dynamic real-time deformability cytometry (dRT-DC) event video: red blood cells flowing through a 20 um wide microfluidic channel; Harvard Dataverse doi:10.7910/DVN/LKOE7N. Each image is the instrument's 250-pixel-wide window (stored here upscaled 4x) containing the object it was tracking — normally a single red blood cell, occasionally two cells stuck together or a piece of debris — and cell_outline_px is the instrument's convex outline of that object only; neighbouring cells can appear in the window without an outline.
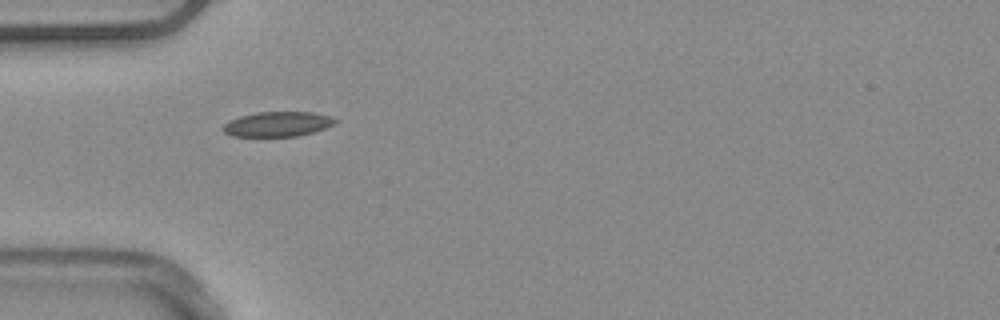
{"species": "common noctule bat (a hibernating species)", "species_latin": "Nyctalus noctula", "temperature_condition": "warm", "stored_images_in_passage": 37, "camera_frame_rate_fps": 3000, "um_per_image_px": 0.085, "animal": {"sex": "male", "body_mass_g": 20.4}, "frame": {"image": 1, "passage_image": 1, "time_ms": 0.0, "image_size_px": [1000, 320], "cell_outline_px": [[336, 124], [312, 132], [296, 136], [232, 136], [224, 132], [220, 128], [228, 120], [240, 116], [256, 112], [312, 112], [332, 116], [336, 120]], "centroid_in_image_um": [23.57, 10.54], "position_along_channel_um": 61.4, "area_um2": 16.3}, "authors_computed_cell_mechanics": {"area_um2": 15.8372, "velocity_mm_per_s": 3.8941, "shape_relaxation_time_tau1_ms": 4.7307, "shape_relaxation_time_tau2_ms": 10.1062, "deformation_change_tau1": 0.0888, "deformation_change_tau2": 0.1105}}